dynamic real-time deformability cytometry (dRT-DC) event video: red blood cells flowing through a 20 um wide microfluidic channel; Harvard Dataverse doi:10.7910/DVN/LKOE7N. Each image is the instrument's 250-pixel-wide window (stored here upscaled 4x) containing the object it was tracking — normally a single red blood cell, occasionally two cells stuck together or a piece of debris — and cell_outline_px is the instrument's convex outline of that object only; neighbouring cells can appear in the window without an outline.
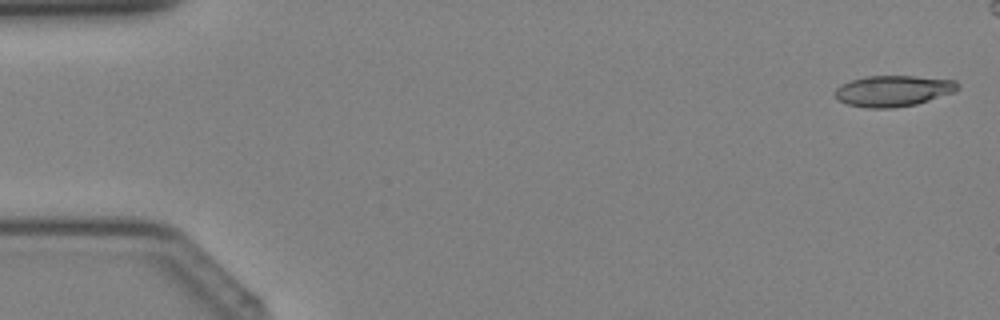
{"species": "Egyptian fruit bat (a non-hibernating species)", "species_latin": "Rousettus aegyptiacus", "temperature_condition": "cold", "stored_images_in_passage": 35, "camera_frame_rate_fps": 3000, "um_per_image_px": 0.085, "animal": {"sex": "female"}, "frame": {"image": 1, "passage_image": 1, "time_ms": 0.0, "image_size_px": [1000, 320], "cell_outline_px": [[960, 88], [956, 92], [916, 104], [892, 108], [868, 108], [848, 104], [840, 100], [836, 96], [836, 88], [840, 84], [864, 76], [916, 76], [956, 80]], "centroid_in_image_um": [75.97, 7.72], "position_along_channel_um": 9.0, "area_um2": 22.2}}
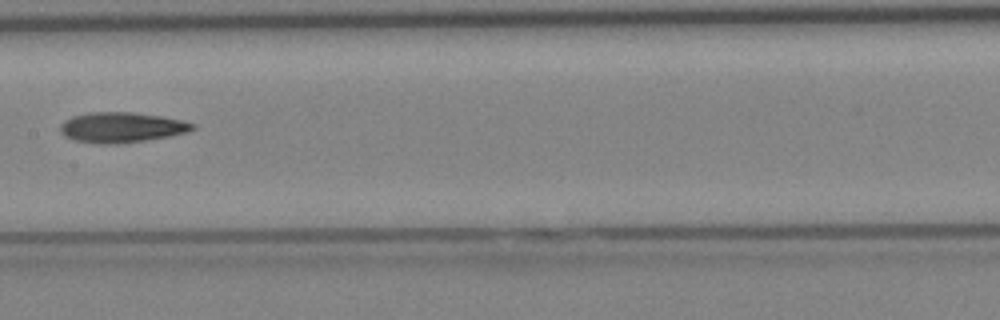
{"frame": {"image": 2, "passage_image": 20, "time_ms": 6.333, "image_size_px": [1000, 320], "cell_outline_px": [[196, 128], [188, 132], [168, 136], [144, 140], [116, 144], [92, 144], [72, 140], [64, 136], [60, 132], [60, 124], [64, 120], [72, 116], [88, 112], [132, 112], [160, 116], [180, 120], [196, 124]], "centroid_in_image_um": [10.27, 10.83], "position_along_channel_um": 197.1, "area_um2": 23.52}}
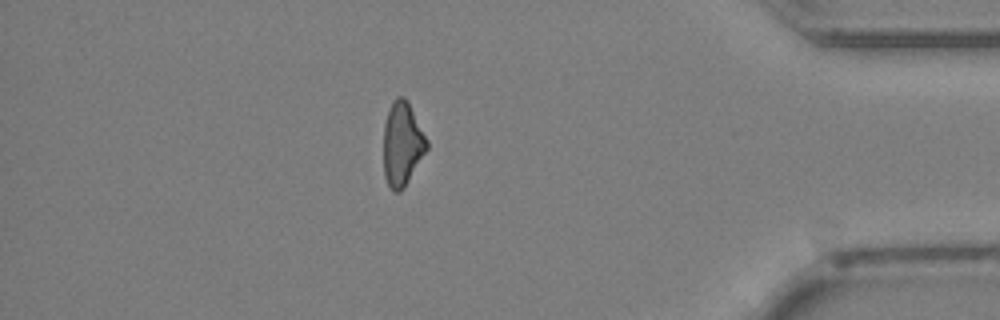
{"frame": {"image": 3, "passage_image": 34, "time_ms": 11.0, "image_size_px": [1000, 320], "cell_outline_px": [[428, 148], [404, 188], [400, 192], [392, 192], [384, 176], [384, 124], [388, 112], [396, 96], [404, 96], [408, 100], [428, 140]], "centroid_in_image_um": [34.2, 12.24], "position_along_channel_um": 401.0, "area_um2": 21.21}}